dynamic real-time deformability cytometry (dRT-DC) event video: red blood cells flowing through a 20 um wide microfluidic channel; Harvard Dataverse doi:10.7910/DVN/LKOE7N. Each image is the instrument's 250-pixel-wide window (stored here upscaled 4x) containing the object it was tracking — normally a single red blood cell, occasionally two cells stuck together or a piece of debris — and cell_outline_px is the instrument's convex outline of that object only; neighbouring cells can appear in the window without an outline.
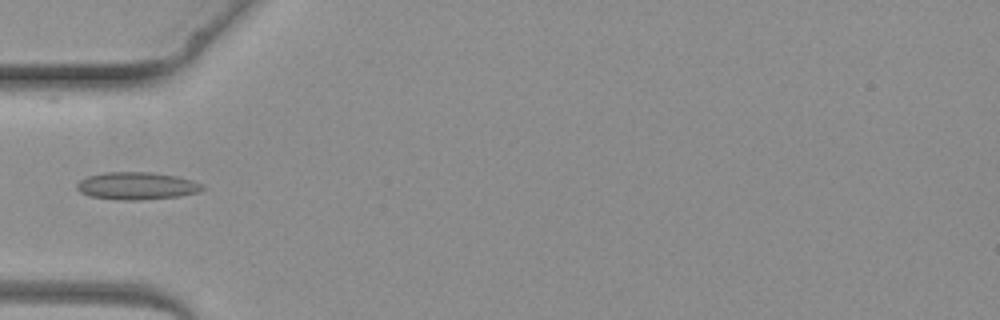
{"species": "common noctule bat (a hibernating species)", "species_latin": "Nyctalus noctula", "temperature_condition": "warm", "stored_images_in_passage": 4, "camera_frame_rate_fps": 3000, "um_per_image_px": 0.085, "animal": {"sex": "female", "body_mass_g": 19.3, "forearm_length_mm": 54.1}, "frame": {"image": 1, "passage_image": 4, "time_ms": 3.667, "image_size_px": [1000, 320], "cell_outline_px": [[204, 188], [200, 192], [180, 196], [140, 200], [116, 200], [88, 196], [80, 192], [76, 188], [76, 184], [80, 180], [88, 176], [104, 172], [152, 172], [180, 176], [204, 184]], "centroid_in_image_um": [11.64, 15.8], "position_along_channel_um": 73.4, "area_um2": 20.46}}